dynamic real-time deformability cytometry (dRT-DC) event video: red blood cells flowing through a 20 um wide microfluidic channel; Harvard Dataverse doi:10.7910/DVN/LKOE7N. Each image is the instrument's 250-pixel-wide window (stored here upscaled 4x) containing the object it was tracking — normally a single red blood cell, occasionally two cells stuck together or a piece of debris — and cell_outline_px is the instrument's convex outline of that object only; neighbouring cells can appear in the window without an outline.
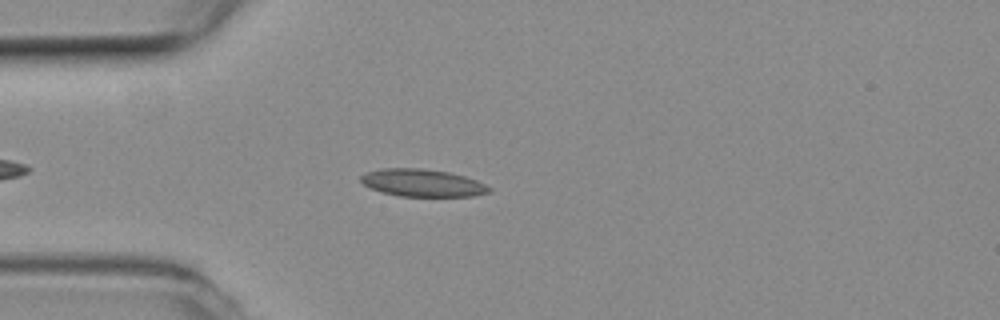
{"species": "common noctule bat (a hibernating species)", "species_latin": "Nyctalus noctula", "temperature_condition": "room temperature", "stored_images_in_passage": 46, "camera_frame_rate_fps": 3000, "um_per_image_px": 0.085, "animal": {"sex": "female", "body_mass_g": 19.3, "forearm_length_mm": 54.1}, "frame": {"image": 1, "passage_image": 7, "time_ms": 2.0, "image_size_px": [1000, 320], "cell_outline_px": [[492, 192], [476, 196], [400, 196], [380, 192], [364, 184], [360, 180], [360, 176], [364, 172], [384, 168], [424, 168], [448, 172], [464, 176], [476, 180], [492, 188]], "centroid_in_image_um": [35.91, 15.54], "position_along_channel_um": 49.1, "area_um2": 20.63}}
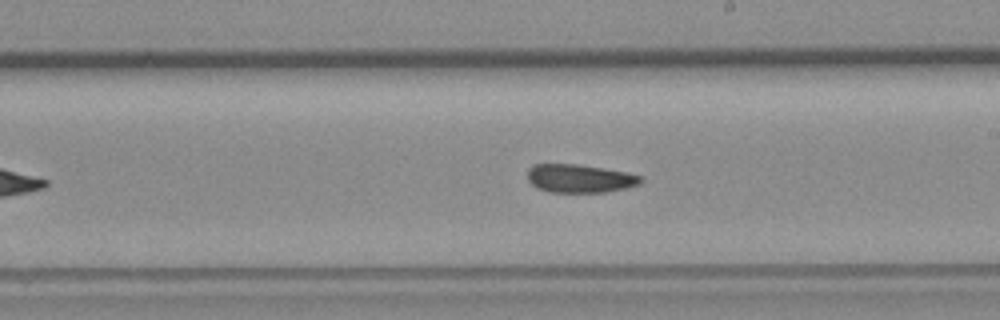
{"frame": {"image": 2, "passage_image": 23, "time_ms": 7.333, "image_size_px": [1000, 320], "cell_outline_px": [[644, 180], [640, 184], [624, 188], [604, 192], [552, 192], [536, 188], [528, 180], [528, 168], [532, 164], [576, 164], [604, 168], [628, 172], [644, 176]], "centroid_in_image_um": [49.3, 15.16], "position_along_channel_um": 239.7, "area_um2": 18.84}}
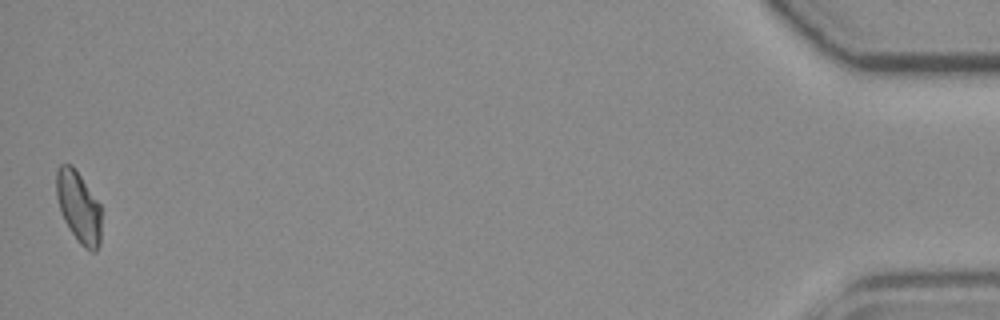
{"frame": {"image": 3, "passage_image": 46, "time_ms": 15.0, "image_size_px": [1000, 320], "cell_outline_px": [[100, 244], [96, 252], [92, 252], [84, 248], [76, 240], [68, 228], [60, 212], [56, 196], [56, 168], [60, 164], [72, 164], [100, 204]], "centroid_in_image_um": [6.66, 17.61], "position_along_channel_um": 428.5, "area_um2": 18.9}, "authors_computed_cell_mechanics": {"area_um2": 19.2185, "velocity_mm_per_s": 3.7856, "shape_relaxation_time_tau1_ms": null, "shape_relaxation_time_tau2_ms": 9.9198, "deformation_change_tau1": null, "deformation_change_tau2": 0.1747}}